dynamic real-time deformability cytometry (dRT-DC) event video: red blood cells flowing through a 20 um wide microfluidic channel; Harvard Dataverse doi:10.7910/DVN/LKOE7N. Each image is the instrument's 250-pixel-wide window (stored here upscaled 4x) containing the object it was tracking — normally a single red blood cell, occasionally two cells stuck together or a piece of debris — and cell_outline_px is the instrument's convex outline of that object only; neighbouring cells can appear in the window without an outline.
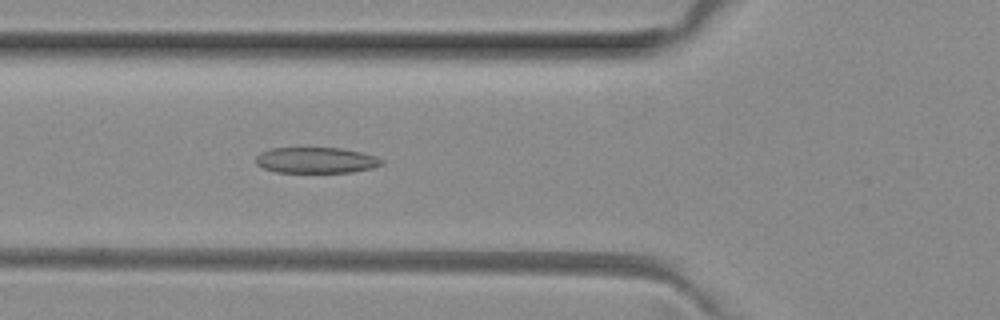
{"species": "common noctule bat (a hibernating species)", "species_latin": "Nyctalus noctula", "temperature_condition": "room temperature", "stored_images_in_passage": 38, "camera_frame_rate_fps": 3000, "um_per_image_px": 0.085, "animal": {"sex": "female", "body_mass_g": 29.2, "forearm_length_mm": 56.3}, "frame": {"image": 1, "passage_image": 6, "time_ms": 1.667, "image_size_px": [1000, 320], "cell_outline_px": [[384, 164], [372, 168], [352, 172], [276, 172], [264, 168], [256, 164], [256, 156], [260, 152], [268, 148], [340, 148], [360, 152], [376, 156], [384, 160]], "centroid_in_image_um": [26.87, 13.62], "position_along_channel_um": 98.9, "area_um2": 19.02}}
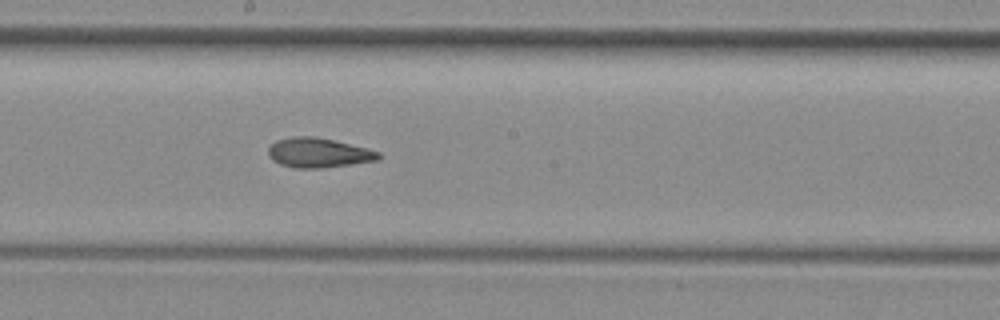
{"frame": {"image": 2, "passage_image": 15, "time_ms": 4.667, "image_size_px": [1000, 320], "cell_outline_px": [[380, 156], [376, 160], [352, 164], [320, 168], [296, 168], [280, 164], [272, 160], [268, 156], [268, 148], [276, 140], [292, 136], [312, 136], [332, 140], [368, 148], [380, 152]], "centroid_in_image_um": [27.03, 12.98], "position_along_channel_um": 221.2, "area_um2": 18.96}}
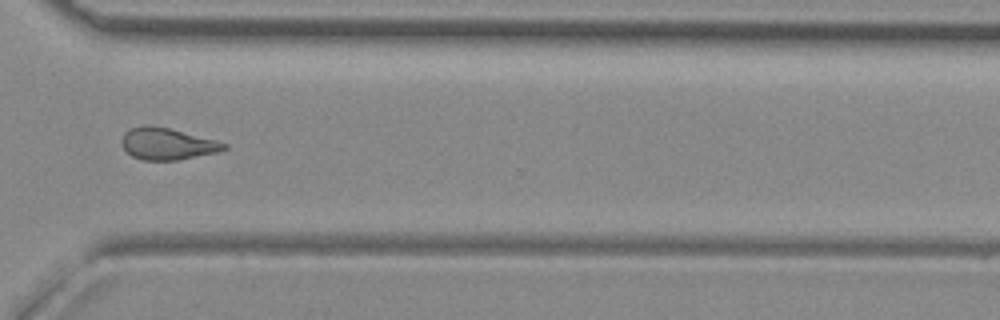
{"frame": {"image": 3, "passage_image": 25, "time_ms": 8.0, "image_size_px": [1000, 320], "cell_outline_px": [[228, 148], [216, 152], [176, 160], [144, 160], [132, 156], [120, 144], [120, 140], [124, 132], [128, 128], [144, 124], [168, 128], [216, 140], [228, 144]], "centroid_in_image_um": [14.16, 12.21], "position_along_channel_um": 356.4, "area_um2": 18.9}, "authors_computed_cell_mechanics": {"area_um2": 18.8717, "velocity_mm_per_s": 4.0574, "shape_relaxation_time_tau1_ms": null, "shape_relaxation_time_tau2_ms": 2.6583, "deformation_change_tau1": null, "deformation_change_tau2": 0.1048}}